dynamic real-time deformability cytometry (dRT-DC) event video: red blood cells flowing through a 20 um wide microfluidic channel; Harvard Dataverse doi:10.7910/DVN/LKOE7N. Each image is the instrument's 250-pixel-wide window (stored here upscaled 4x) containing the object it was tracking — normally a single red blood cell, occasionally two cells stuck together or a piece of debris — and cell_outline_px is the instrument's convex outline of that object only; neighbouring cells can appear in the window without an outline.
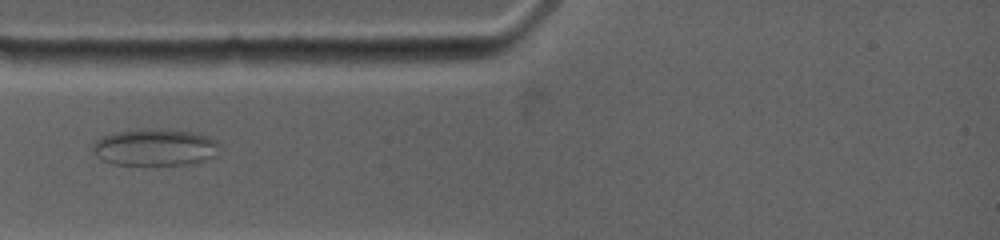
{"species": "common noctule bat (a hibernating species)", "species_latin": "Nyctalus noctula", "temperature_condition": "warm", "stored_images_in_passage": 4, "segment_of_instrument_passage": [1, 2], "camera_frame_rate_fps": 4500, "um_per_image_px": 0.085, "animal": {"sex": "female", "body_mass_g": 19.0, "forearm_length_mm": 53.3}, "frame": {"image": 1, "passage_image": 1, "time_ms": 0.0, "image_size_px": [1000, 240], "cell_outline_px": [[220, 144], [216, 156], [204, 160], [184, 164], [112, 164], [100, 160], [96, 156], [92, 148], [92, 144], [100, 136], [112, 132], [140, 128], [156, 128], [200, 132], [216, 140]], "centroid_in_image_um": [13.15, 12.48], "position_along_channel_um": 71.8, "area_um2": 27.8}}
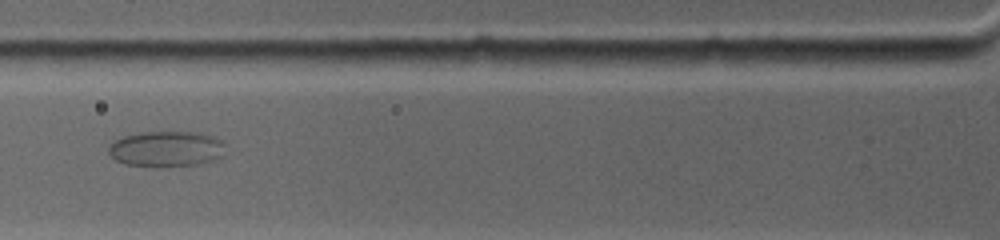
{"frame": {"image": 2, "passage_image": 2, "time_ms": 1.111, "image_size_px": [1000, 240], "cell_outline_px": [[224, 144], [220, 156], [212, 160], [196, 164], [164, 168], [152, 168], [124, 164], [116, 160], [108, 152], [108, 148], [112, 140], [124, 136], [140, 132], [200, 132], [216, 136], [224, 140]], "centroid_in_image_um": [14.1, 12.66], "position_along_channel_um": 111.7, "area_um2": 24.8}}